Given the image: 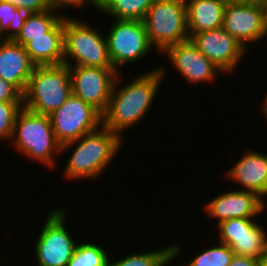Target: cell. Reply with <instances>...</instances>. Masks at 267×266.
<instances>
[{"mask_svg":"<svg viewBox=\"0 0 267 266\" xmlns=\"http://www.w3.org/2000/svg\"><path fill=\"white\" fill-rule=\"evenodd\" d=\"M218 244L219 246L201 252L185 266H229L235 253L227 244L221 242Z\"/></svg>","mask_w":267,"mask_h":266,"instance_id":"d4e9b609","label":"cell"},{"mask_svg":"<svg viewBox=\"0 0 267 266\" xmlns=\"http://www.w3.org/2000/svg\"><path fill=\"white\" fill-rule=\"evenodd\" d=\"M23 102H0V139H10L18 112Z\"/></svg>","mask_w":267,"mask_h":266,"instance_id":"484cf974","label":"cell"},{"mask_svg":"<svg viewBox=\"0 0 267 266\" xmlns=\"http://www.w3.org/2000/svg\"><path fill=\"white\" fill-rule=\"evenodd\" d=\"M107 33L109 56L114 69L133 63L149 54L152 49L143 20H116Z\"/></svg>","mask_w":267,"mask_h":266,"instance_id":"9c48e42d","label":"cell"},{"mask_svg":"<svg viewBox=\"0 0 267 266\" xmlns=\"http://www.w3.org/2000/svg\"><path fill=\"white\" fill-rule=\"evenodd\" d=\"M0 102H23V94L13 84L0 78Z\"/></svg>","mask_w":267,"mask_h":266,"instance_id":"83f0119b","label":"cell"},{"mask_svg":"<svg viewBox=\"0 0 267 266\" xmlns=\"http://www.w3.org/2000/svg\"><path fill=\"white\" fill-rule=\"evenodd\" d=\"M228 0H185L189 36L221 28Z\"/></svg>","mask_w":267,"mask_h":266,"instance_id":"d6986e66","label":"cell"},{"mask_svg":"<svg viewBox=\"0 0 267 266\" xmlns=\"http://www.w3.org/2000/svg\"><path fill=\"white\" fill-rule=\"evenodd\" d=\"M143 22L150 43L160 53L190 40L185 0H154Z\"/></svg>","mask_w":267,"mask_h":266,"instance_id":"5b68a950","label":"cell"},{"mask_svg":"<svg viewBox=\"0 0 267 266\" xmlns=\"http://www.w3.org/2000/svg\"><path fill=\"white\" fill-rule=\"evenodd\" d=\"M180 246L174 244L153 252L132 253L128 256L109 263V266H167L177 254H180Z\"/></svg>","mask_w":267,"mask_h":266,"instance_id":"7402d4cb","label":"cell"},{"mask_svg":"<svg viewBox=\"0 0 267 266\" xmlns=\"http://www.w3.org/2000/svg\"><path fill=\"white\" fill-rule=\"evenodd\" d=\"M264 108H267V95H266V100H265V104L263 106Z\"/></svg>","mask_w":267,"mask_h":266,"instance_id":"e575fe53","label":"cell"},{"mask_svg":"<svg viewBox=\"0 0 267 266\" xmlns=\"http://www.w3.org/2000/svg\"><path fill=\"white\" fill-rule=\"evenodd\" d=\"M252 151L245 152L227 176L245 187L241 191L253 192L263 200L267 195V154Z\"/></svg>","mask_w":267,"mask_h":266,"instance_id":"e0dca14e","label":"cell"},{"mask_svg":"<svg viewBox=\"0 0 267 266\" xmlns=\"http://www.w3.org/2000/svg\"><path fill=\"white\" fill-rule=\"evenodd\" d=\"M122 140L120 135L101 125L95 131L84 134L76 141L62 145L61 153L78 143L71 157L68 158L65 178L72 180H77V178L96 179L102 172L104 173L118 154L117 152L122 148Z\"/></svg>","mask_w":267,"mask_h":266,"instance_id":"7a4b0ae2","label":"cell"},{"mask_svg":"<svg viewBox=\"0 0 267 266\" xmlns=\"http://www.w3.org/2000/svg\"><path fill=\"white\" fill-rule=\"evenodd\" d=\"M240 1H253V2H263V3H267V0H240Z\"/></svg>","mask_w":267,"mask_h":266,"instance_id":"d6a6232c","label":"cell"},{"mask_svg":"<svg viewBox=\"0 0 267 266\" xmlns=\"http://www.w3.org/2000/svg\"><path fill=\"white\" fill-rule=\"evenodd\" d=\"M162 53L167 54L172 65L188 82H211L219 68L206 58L191 40L168 46Z\"/></svg>","mask_w":267,"mask_h":266,"instance_id":"5bb4252c","label":"cell"},{"mask_svg":"<svg viewBox=\"0 0 267 266\" xmlns=\"http://www.w3.org/2000/svg\"><path fill=\"white\" fill-rule=\"evenodd\" d=\"M53 12L55 11L50 8L41 13L27 14L24 25L14 41L25 46L29 42V37L46 36V33L64 17V14L59 16Z\"/></svg>","mask_w":267,"mask_h":266,"instance_id":"44dd1931","label":"cell"},{"mask_svg":"<svg viewBox=\"0 0 267 266\" xmlns=\"http://www.w3.org/2000/svg\"><path fill=\"white\" fill-rule=\"evenodd\" d=\"M114 68L106 37L96 29L76 19L64 16V64L70 66Z\"/></svg>","mask_w":267,"mask_h":266,"instance_id":"8992f818","label":"cell"},{"mask_svg":"<svg viewBox=\"0 0 267 266\" xmlns=\"http://www.w3.org/2000/svg\"><path fill=\"white\" fill-rule=\"evenodd\" d=\"M265 113V116L267 117V108H263V114Z\"/></svg>","mask_w":267,"mask_h":266,"instance_id":"836d02e7","label":"cell"},{"mask_svg":"<svg viewBox=\"0 0 267 266\" xmlns=\"http://www.w3.org/2000/svg\"><path fill=\"white\" fill-rule=\"evenodd\" d=\"M265 9L263 2L228 0L222 28L246 48L264 37Z\"/></svg>","mask_w":267,"mask_h":266,"instance_id":"8fae6325","label":"cell"},{"mask_svg":"<svg viewBox=\"0 0 267 266\" xmlns=\"http://www.w3.org/2000/svg\"><path fill=\"white\" fill-rule=\"evenodd\" d=\"M218 229V242L227 244L236 255L259 260L267 253V232L253 219H227Z\"/></svg>","mask_w":267,"mask_h":266,"instance_id":"7c38bea8","label":"cell"},{"mask_svg":"<svg viewBox=\"0 0 267 266\" xmlns=\"http://www.w3.org/2000/svg\"><path fill=\"white\" fill-rule=\"evenodd\" d=\"M71 95L68 65L35 66L23 94V107L37 114L50 115Z\"/></svg>","mask_w":267,"mask_h":266,"instance_id":"3957f363","label":"cell"},{"mask_svg":"<svg viewBox=\"0 0 267 266\" xmlns=\"http://www.w3.org/2000/svg\"><path fill=\"white\" fill-rule=\"evenodd\" d=\"M49 117L55 138L61 146L76 141L102 125V115L74 94Z\"/></svg>","mask_w":267,"mask_h":266,"instance_id":"52a82bcc","label":"cell"},{"mask_svg":"<svg viewBox=\"0 0 267 266\" xmlns=\"http://www.w3.org/2000/svg\"><path fill=\"white\" fill-rule=\"evenodd\" d=\"M106 252L96 243L77 244L67 266H109L110 259Z\"/></svg>","mask_w":267,"mask_h":266,"instance_id":"cb8c5ba5","label":"cell"},{"mask_svg":"<svg viewBox=\"0 0 267 266\" xmlns=\"http://www.w3.org/2000/svg\"><path fill=\"white\" fill-rule=\"evenodd\" d=\"M265 201L250 191L233 190L223 193L208 202L204 209L212 218L221 221L232 218L252 219L266 207Z\"/></svg>","mask_w":267,"mask_h":266,"instance_id":"9a60e30c","label":"cell"},{"mask_svg":"<svg viewBox=\"0 0 267 266\" xmlns=\"http://www.w3.org/2000/svg\"><path fill=\"white\" fill-rule=\"evenodd\" d=\"M26 15L25 11L16 8L15 5L0 0V38L14 40L24 25Z\"/></svg>","mask_w":267,"mask_h":266,"instance_id":"603a6c76","label":"cell"},{"mask_svg":"<svg viewBox=\"0 0 267 266\" xmlns=\"http://www.w3.org/2000/svg\"><path fill=\"white\" fill-rule=\"evenodd\" d=\"M35 66L25 46L14 40L0 38V78L24 94Z\"/></svg>","mask_w":267,"mask_h":266,"instance_id":"2e32d148","label":"cell"},{"mask_svg":"<svg viewBox=\"0 0 267 266\" xmlns=\"http://www.w3.org/2000/svg\"><path fill=\"white\" fill-rule=\"evenodd\" d=\"M264 36L267 35V3H266V9H265V24H264Z\"/></svg>","mask_w":267,"mask_h":266,"instance_id":"1f68e13d","label":"cell"},{"mask_svg":"<svg viewBox=\"0 0 267 266\" xmlns=\"http://www.w3.org/2000/svg\"><path fill=\"white\" fill-rule=\"evenodd\" d=\"M15 5L16 8L25 11L27 14L41 13L50 9L49 0H2Z\"/></svg>","mask_w":267,"mask_h":266,"instance_id":"4316f807","label":"cell"},{"mask_svg":"<svg viewBox=\"0 0 267 266\" xmlns=\"http://www.w3.org/2000/svg\"><path fill=\"white\" fill-rule=\"evenodd\" d=\"M164 74L163 68H155L117 89L120 78V74H118L112 88L108 107L102 115V125L120 135L119 133L122 130L139 122L152 106V101L156 98L155 95L161 80L163 81Z\"/></svg>","mask_w":267,"mask_h":266,"instance_id":"6da1fadb","label":"cell"},{"mask_svg":"<svg viewBox=\"0 0 267 266\" xmlns=\"http://www.w3.org/2000/svg\"><path fill=\"white\" fill-rule=\"evenodd\" d=\"M25 49L36 66L64 64V17L46 36L29 37Z\"/></svg>","mask_w":267,"mask_h":266,"instance_id":"ac0fdd59","label":"cell"},{"mask_svg":"<svg viewBox=\"0 0 267 266\" xmlns=\"http://www.w3.org/2000/svg\"><path fill=\"white\" fill-rule=\"evenodd\" d=\"M229 266H259V260L234 254Z\"/></svg>","mask_w":267,"mask_h":266,"instance_id":"f546056e","label":"cell"},{"mask_svg":"<svg viewBox=\"0 0 267 266\" xmlns=\"http://www.w3.org/2000/svg\"><path fill=\"white\" fill-rule=\"evenodd\" d=\"M72 94L103 115L118 72L114 68L69 66Z\"/></svg>","mask_w":267,"mask_h":266,"instance_id":"30bf717a","label":"cell"},{"mask_svg":"<svg viewBox=\"0 0 267 266\" xmlns=\"http://www.w3.org/2000/svg\"><path fill=\"white\" fill-rule=\"evenodd\" d=\"M65 216L66 210L61 208L46 218L34 247L38 266H67L72 258L78 243L67 231Z\"/></svg>","mask_w":267,"mask_h":266,"instance_id":"ba28073f","label":"cell"},{"mask_svg":"<svg viewBox=\"0 0 267 266\" xmlns=\"http://www.w3.org/2000/svg\"><path fill=\"white\" fill-rule=\"evenodd\" d=\"M259 266H267V253L259 259Z\"/></svg>","mask_w":267,"mask_h":266,"instance_id":"4dcf8cb0","label":"cell"},{"mask_svg":"<svg viewBox=\"0 0 267 266\" xmlns=\"http://www.w3.org/2000/svg\"><path fill=\"white\" fill-rule=\"evenodd\" d=\"M11 141L18 151L48 167L55 164L54 153L61 152L49 115L37 114L24 107L17 114Z\"/></svg>","mask_w":267,"mask_h":266,"instance_id":"277c9868","label":"cell"},{"mask_svg":"<svg viewBox=\"0 0 267 266\" xmlns=\"http://www.w3.org/2000/svg\"><path fill=\"white\" fill-rule=\"evenodd\" d=\"M154 0H99L103 13L116 20H143Z\"/></svg>","mask_w":267,"mask_h":266,"instance_id":"ffe728a7","label":"cell"},{"mask_svg":"<svg viewBox=\"0 0 267 266\" xmlns=\"http://www.w3.org/2000/svg\"><path fill=\"white\" fill-rule=\"evenodd\" d=\"M85 3H90V6L93 5L95 8H99V0H49L50 7L55 11H59V9L63 6L79 7L80 5L82 6Z\"/></svg>","mask_w":267,"mask_h":266,"instance_id":"f1b7e54d","label":"cell"},{"mask_svg":"<svg viewBox=\"0 0 267 266\" xmlns=\"http://www.w3.org/2000/svg\"><path fill=\"white\" fill-rule=\"evenodd\" d=\"M192 43L223 73H232L246 48L222 27L190 36Z\"/></svg>","mask_w":267,"mask_h":266,"instance_id":"4fadbf2b","label":"cell"}]
</instances>
